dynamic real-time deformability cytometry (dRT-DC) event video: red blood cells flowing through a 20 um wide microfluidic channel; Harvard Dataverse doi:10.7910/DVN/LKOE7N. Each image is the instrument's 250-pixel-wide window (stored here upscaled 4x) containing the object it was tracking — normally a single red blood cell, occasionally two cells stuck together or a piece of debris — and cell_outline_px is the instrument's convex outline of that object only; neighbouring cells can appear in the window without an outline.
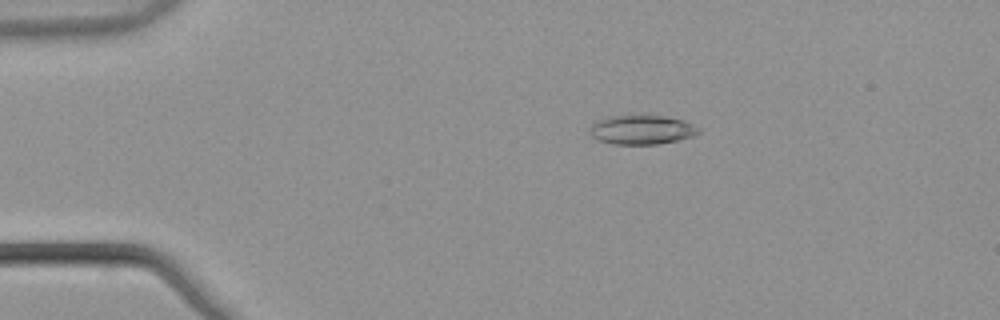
{"species": "common noctule bat (a hibernating species)", "species_latin": "Nyctalus noctula", "temperature_condition": "warm", "stored_images_in_passage": 54, "camera_frame_rate_fps": 3000, "um_per_image_px": 0.085, "animal": {"sex": "male", "body_mass_g": 21.5, "forearm_length_mm": 52.0}, "frame": {"image": 1, "passage_image": 11, "time_ms": 3.333, "image_size_px": [1000, 320], "cell_outline_px": [[700, 132], [692, 136], [676, 140], [656, 144], [616, 144], [596, 140], [592, 136], [592, 124], [596, 120], [608, 116], [664, 116], [684, 120], [692, 124]], "centroid_in_image_um": [54.52, 11.03], "position_along_channel_um": 30.5, "area_um2": 18.15}}
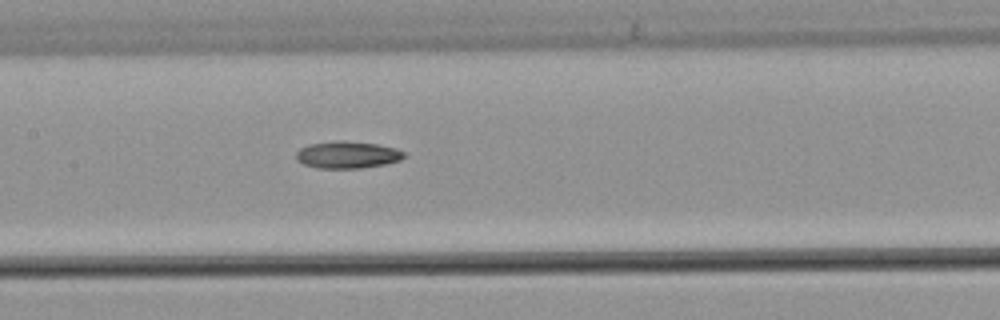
{"frame": {"image": 2, "passage_image": 27, "time_ms": 8.667, "image_size_px": [1000, 320], "cell_outline_px": [[404, 156], [400, 160], [384, 164], [360, 168], [316, 168], [304, 164], [296, 160], [296, 152], [300, 148], [308, 144], [336, 140], [344, 140], [376, 144], [396, 148], [404, 152]], "centroid_in_image_um": [29.49, 13.15], "position_along_channel_um": 177.9, "area_um2": 17.05}}
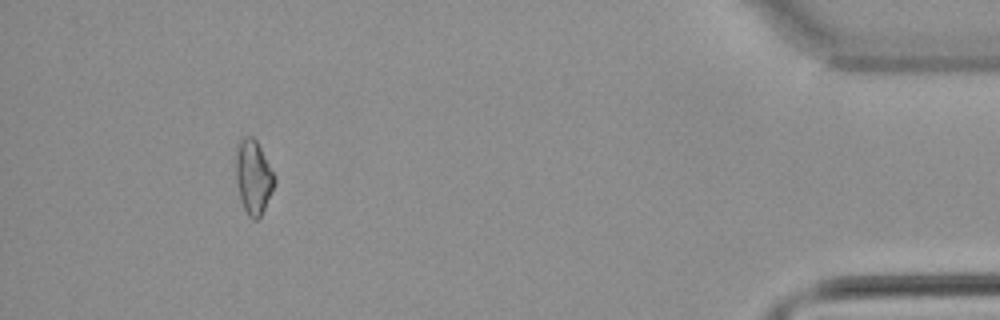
{"frame": {"image": 3, "passage_image": 50, "time_ms": 16.333, "image_size_px": [1000, 320], "cell_outline_px": [[276, 180], [264, 208], [260, 216], [256, 220], [252, 220], [248, 216], [240, 200], [236, 180], [236, 152], [240, 140], [244, 136], [252, 136], [256, 140], [276, 176]], "centroid_in_image_um": [21.53, 15.04], "position_along_channel_um": 413.7, "area_um2": 16.53}}